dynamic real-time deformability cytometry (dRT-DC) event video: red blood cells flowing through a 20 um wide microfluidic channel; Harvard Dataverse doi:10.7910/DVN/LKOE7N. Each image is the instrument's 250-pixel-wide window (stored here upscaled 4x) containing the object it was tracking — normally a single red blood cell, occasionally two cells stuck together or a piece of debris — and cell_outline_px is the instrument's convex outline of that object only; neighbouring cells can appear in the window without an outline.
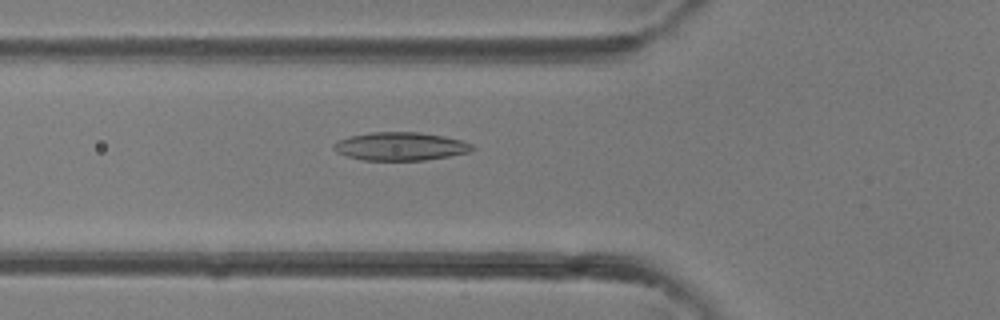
{"species": "common noctule bat (a hibernating species)", "species_latin": "Nyctalus noctula", "temperature_condition": "room temperature", "stored_images_in_passage": 33, "camera_frame_rate_fps": 3000, "um_per_image_px": 0.085, "animal": {"sex": "female"}, "frame": {"image": 1, "passage_image": 7, "time_ms": 2.0, "image_size_px": [1000, 320], "cell_outline_px": [[476, 148], [468, 152], [448, 156], [424, 160], [364, 160], [348, 156], [336, 152], [332, 148], [332, 144], [336, 140], [352, 136], [372, 132], [420, 132], [444, 136], [460, 140], [472, 144]], "centroid_in_image_um": [34.01, 12.43], "position_along_channel_um": 91.8, "area_um2": 22.72}}
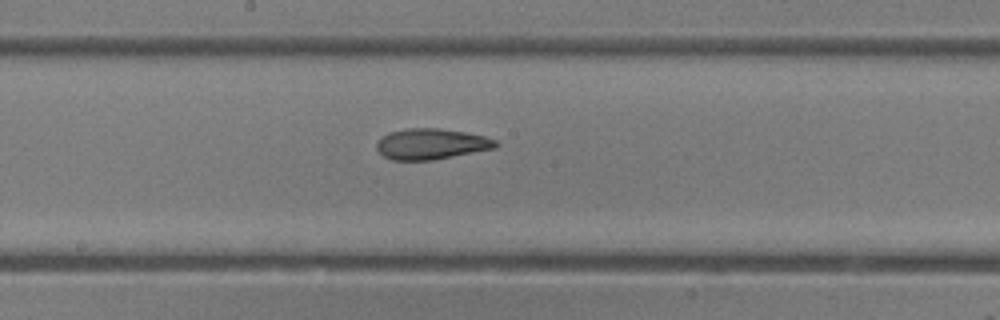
{"frame": {"image": 2, "passage_image": 14, "time_ms": 4.333, "image_size_px": [1000, 320], "cell_outline_px": [[500, 144], [496, 148], [432, 160], [392, 160], [384, 156], [376, 148], [376, 144], [388, 132], [408, 128], [440, 128], [464, 132], [484, 136], [496, 140]], "centroid_in_image_um": [36.67, 12.23], "position_along_channel_um": 211.5, "area_um2": 21.27}}
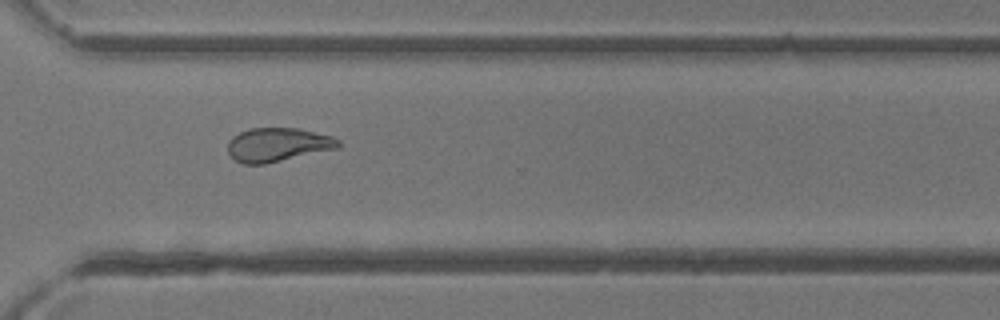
{"frame": {"image": 3, "passage_image": 22, "time_ms": 7.0, "image_size_px": [1000, 320], "cell_outline_px": [[340, 144], [336, 148], [264, 164], [244, 164], [236, 160], [228, 152], [228, 140], [232, 136], [248, 128], [296, 128], [332, 136], [340, 140]], "centroid_in_image_um": [23.56, 12.29], "position_along_channel_um": 347.0, "area_um2": 21.5}}